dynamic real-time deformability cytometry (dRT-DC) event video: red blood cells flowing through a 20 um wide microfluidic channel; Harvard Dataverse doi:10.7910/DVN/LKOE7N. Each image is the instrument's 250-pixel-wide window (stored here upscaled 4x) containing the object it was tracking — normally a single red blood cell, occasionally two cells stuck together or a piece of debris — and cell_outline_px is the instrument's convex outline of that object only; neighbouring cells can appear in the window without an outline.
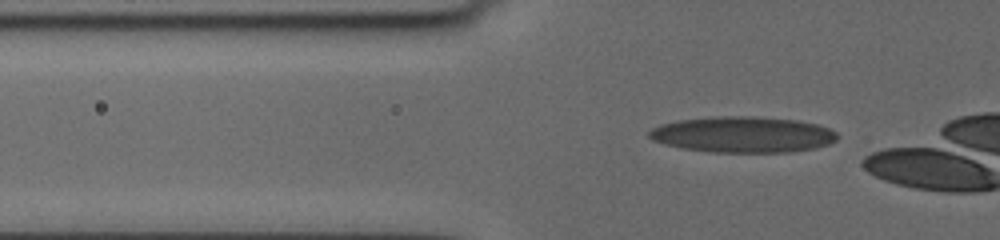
{"species": "human", "species_latin": "Homo sapiens", "temperature_condition": "cold", "stored_images_in_passage": 27, "camera_frame_rate_fps": 3000, "um_per_image_px": 0.085, "donor": {"sex": "female"}, "frame": {"image": 1, "passage_image": 12, "time_ms": 3.667, "image_size_px": [1000, 240], "cell_outline_px": [[836, 140], [828, 144], [816, 148], [788, 152], [712, 152], [684, 148], [664, 144], [652, 140], [648, 136], [648, 132], [652, 128], [660, 124], [680, 120], [716, 116], [748, 116], [796, 120], [816, 124], [828, 128], [836, 132]], "centroid_in_image_um": [63.11, 11.43], "position_along_channel_um": 62.7, "area_um2": 39.25}}
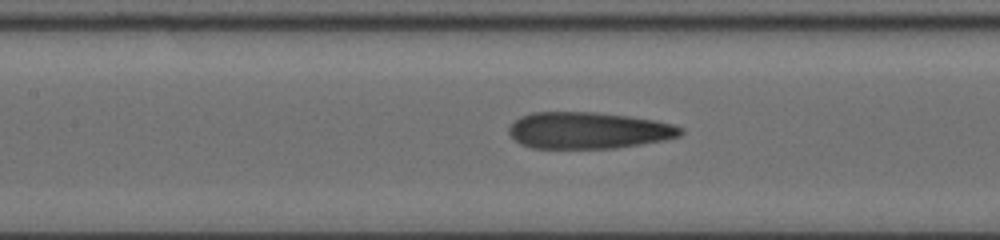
{"frame": {"image": 2, "passage_image": 21, "time_ms": 6.667, "image_size_px": [1000, 240], "cell_outline_px": [[684, 132], [680, 136], [664, 140], [616, 148], [532, 148], [520, 144], [508, 132], [508, 128], [520, 116], [532, 112], [596, 112], [628, 116], [652, 120], [672, 124], [684, 128]], "centroid_in_image_um": [50.01, 11.08], "position_along_channel_um": 157.4, "area_um2": 36.59}}
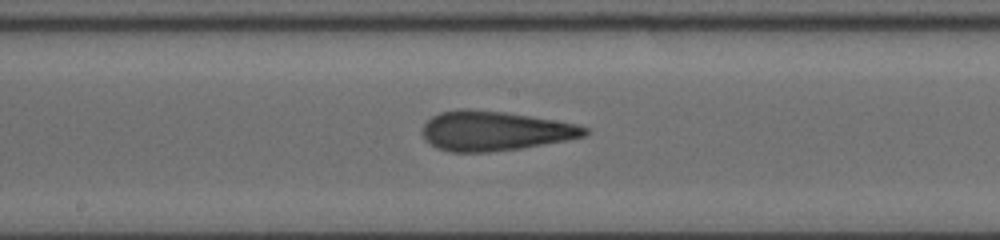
{"frame": {"image": 3, "passage_image": 25, "time_ms": 8.0, "image_size_px": [1000, 240], "cell_outline_px": [[588, 132], [584, 136], [564, 140], [520, 148], [488, 152], [452, 152], [436, 148], [420, 132], [424, 124], [432, 116], [440, 112], [460, 108], [468, 108], [504, 112], [576, 124], [588, 128]], "centroid_in_image_um": [41.99, 11.12], "position_along_channel_um": 206.2, "area_um2": 37.05}}